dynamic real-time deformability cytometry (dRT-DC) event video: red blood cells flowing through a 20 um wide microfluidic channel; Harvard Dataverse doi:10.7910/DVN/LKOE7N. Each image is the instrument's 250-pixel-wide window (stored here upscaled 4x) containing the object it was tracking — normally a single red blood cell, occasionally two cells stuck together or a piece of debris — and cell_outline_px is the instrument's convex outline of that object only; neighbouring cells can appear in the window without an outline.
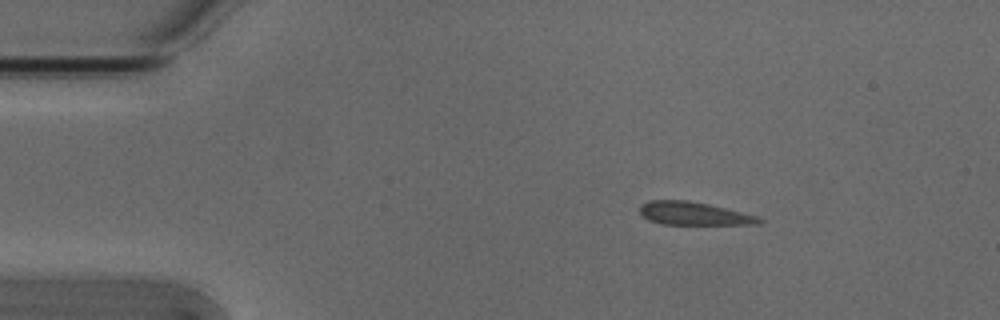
{"species": "Egyptian fruit bat (a non-hibernating species)", "species_latin": "Rousettus aegyptiacus", "temperature_condition": "cold", "stored_images_in_passage": 46, "camera_frame_rate_fps": 3000, "um_per_image_px": 0.085, "animal": {"sex": "male"}, "frame": {"image": 1, "passage_image": 1, "time_ms": 0.0, "image_size_px": [1000, 320], "cell_outline_px": [[764, 220], [760, 224], [664, 224], [648, 220], [640, 212], [640, 204], [648, 200], [688, 200], [708, 204], [756, 216]], "centroid_in_image_um": [58.92, 18.14], "position_along_channel_um": 26.1, "area_um2": 15.84}}
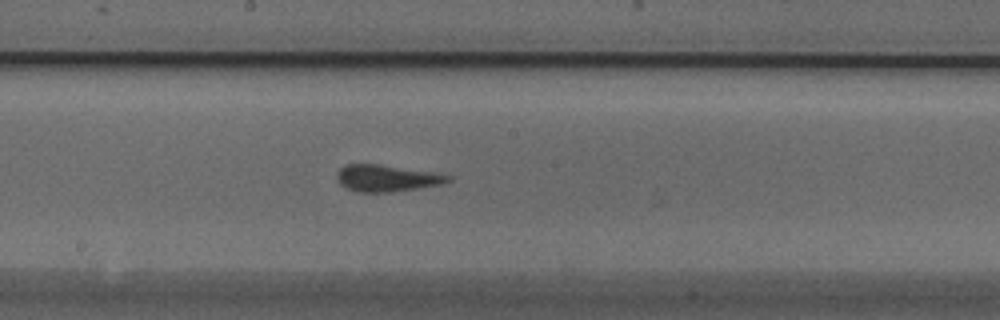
{"frame": {"image": 2, "passage_image": 21, "time_ms": 6.667, "image_size_px": [1000, 320], "cell_outline_px": [[452, 180], [444, 184], [392, 192], [356, 192], [340, 184], [336, 180], [336, 172], [340, 168], [348, 164], [380, 164], [432, 172], [452, 176]], "centroid_in_image_um": [32.87, 15.15], "position_along_channel_um": 215.3, "area_um2": 17.4}}
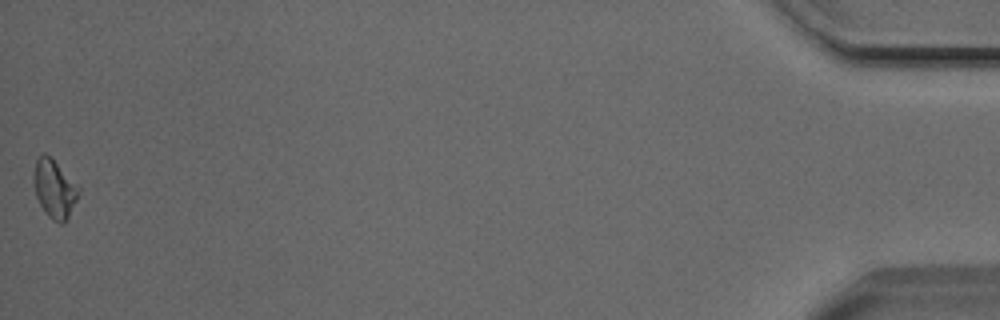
{"frame": {"image": 3, "passage_image": 46, "time_ms": 15.0, "image_size_px": [1000, 320], "cell_outline_px": [[80, 192], [64, 224], [60, 224], [52, 220], [48, 216], [40, 204], [36, 196], [32, 176], [36, 160], [44, 152], [80, 188]], "centroid_in_image_um": [4.6, 16.08], "position_along_channel_um": 430.6, "area_um2": 14.85}}